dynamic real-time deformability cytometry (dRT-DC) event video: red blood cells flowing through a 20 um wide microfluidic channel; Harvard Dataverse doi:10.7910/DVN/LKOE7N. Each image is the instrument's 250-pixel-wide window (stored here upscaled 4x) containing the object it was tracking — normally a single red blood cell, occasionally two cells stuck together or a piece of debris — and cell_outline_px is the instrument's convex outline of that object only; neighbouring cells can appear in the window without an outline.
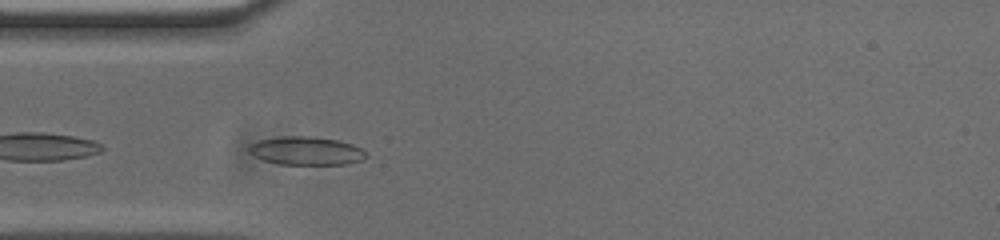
{"species": "common noctule bat (a hibernating species)", "species_latin": "Nyctalus noctula", "temperature_condition": "cold", "stored_images_in_passage": 41, "camera_frame_rate_fps": 3000, "um_per_image_px": 0.085, "animal": {"sex": "male", "body_mass_g": 20.0, "forearm_length_mm": 53.3}, "frame": {"image": 1, "passage_image": 2, "time_ms": 0.333, "image_size_px": [1000, 240], "cell_outline_px": [[368, 156], [364, 160], [348, 164], [280, 164], [264, 160], [248, 152], [248, 148], [252, 144], [260, 140], [280, 136], [312, 136], [336, 140], [352, 144], [360, 148]], "centroid_in_image_um": [26.05, 12.82], "position_along_channel_um": 58.9, "area_um2": 19.25}}
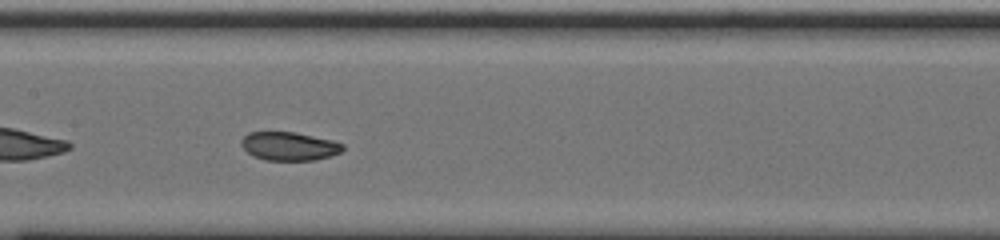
{"frame": {"image": 2, "passage_image": 12, "time_ms": 3.667, "image_size_px": [1000, 240], "cell_outline_px": [[344, 148], [340, 152], [332, 156], [316, 160], [264, 160], [252, 156], [240, 144], [240, 140], [248, 132], [292, 132], [332, 140], [344, 144]], "centroid_in_image_um": [24.57, 12.43], "position_along_channel_um": 182.8, "area_um2": 16.88}}
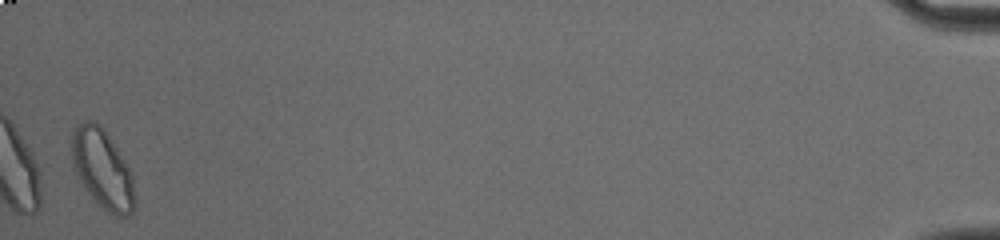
{"frame": {"image": 3, "passage_image": 40, "time_ms": 13.0, "image_size_px": [1000, 240], "cell_outline_px": [[136, 208], [128, 216], [116, 216], [108, 212], [88, 192], [80, 180], [72, 164], [68, 140], [68, 136], [84, 120], [92, 120], [104, 128], [112, 140], [132, 172], [136, 200]], "centroid_in_image_um": [8.7, 14.33], "position_along_channel_um": 426.5, "area_um2": 29.48}, "authors_computed_cell_mechanics": {"area_um2": 18.0336, "velocity_mm_per_s": 3.7181, "shape_relaxation_time_tau1_ms": 5.793, "shape_relaxation_time_tau2_ms": 0.9409, "deformation_change_tau1": 0.1449, "deformation_change_tau2": 0.0431}}